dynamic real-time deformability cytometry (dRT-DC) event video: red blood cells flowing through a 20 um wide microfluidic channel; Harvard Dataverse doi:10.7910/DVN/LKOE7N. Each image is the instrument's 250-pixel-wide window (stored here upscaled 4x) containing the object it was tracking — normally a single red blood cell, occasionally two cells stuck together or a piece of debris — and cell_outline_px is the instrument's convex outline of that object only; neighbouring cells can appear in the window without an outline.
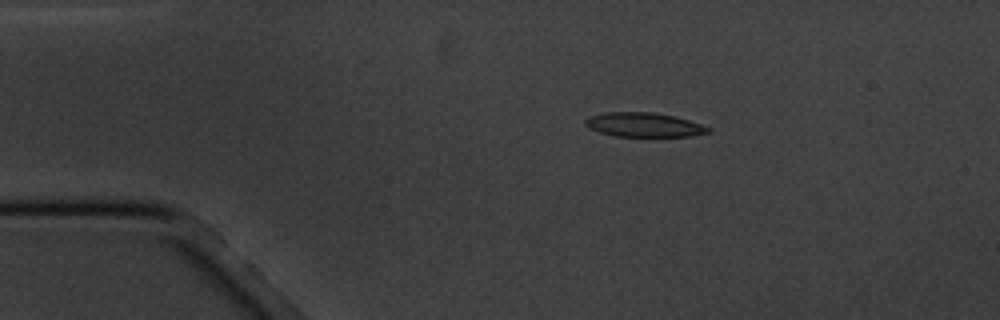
{"species": "common noctule bat (a hibernating species)", "species_latin": "Nyctalus noctula", "temperature_condition": "cold", "stored_images_in_passage": 2, "camera_frame_rate_fps": 3000, "um_per_image_px": 0.085, "animal": {"sex": "male", "body_mass_g": 20.1, "forearm_length_mm": 53.5}, "frame": {"image": 1, "passage_image": 1, "time_ms": 0.0, "image_size_px": [1000, 320], "cell_outline_px": [[712, 132], [692, 136], [616, 136], [600, 132], [588, 128], [584, 124], [584, 120], [588, 116], [604, 112], [652, 112], [676, 116], [712, 128]], "centroid_in_image_um": [54.73, 10.6], "position_along_channel_um": 30.3, "area_um2": 17.51}}